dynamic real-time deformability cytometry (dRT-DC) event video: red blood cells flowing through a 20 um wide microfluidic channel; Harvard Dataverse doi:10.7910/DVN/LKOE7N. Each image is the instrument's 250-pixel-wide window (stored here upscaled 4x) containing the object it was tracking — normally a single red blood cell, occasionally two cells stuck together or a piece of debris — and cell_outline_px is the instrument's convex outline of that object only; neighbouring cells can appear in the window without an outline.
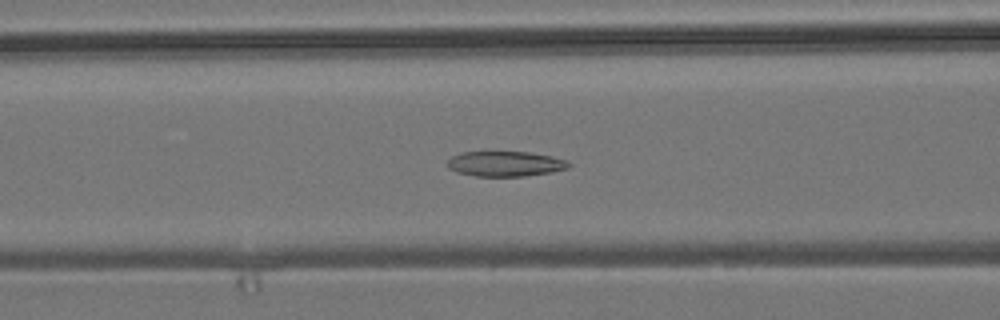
{"species": "common noctule bat (a hibernating species)", "species_latin": "Nyctalus noctula", "temperature_condition": "room temperature", "stored_images_in_passage": 55, "camera_frame_rate_fps": 3000, "um_per_image_px": 0.085, "animal": {"sex": "male", "body_mass_g": 19.2, "forearm_length_mm": 51.8}, "frame": {"image": 1, "passage_image": 22, "time_ms": 7.0, "image_size_px": [1000, 320], "cell_outline_px": [[572, 164], [568, 168], [552, 172], [524, 176], [476, 176], [456, 172], [448, 168], [448, 160], [452, 156], [460, 152], [528, 152], [552, 156], [568, 160]], "centroid_in_image_um": [42.97, 13.92], "position_along_channel_um": 123.6, "area_um2": 17.86}}
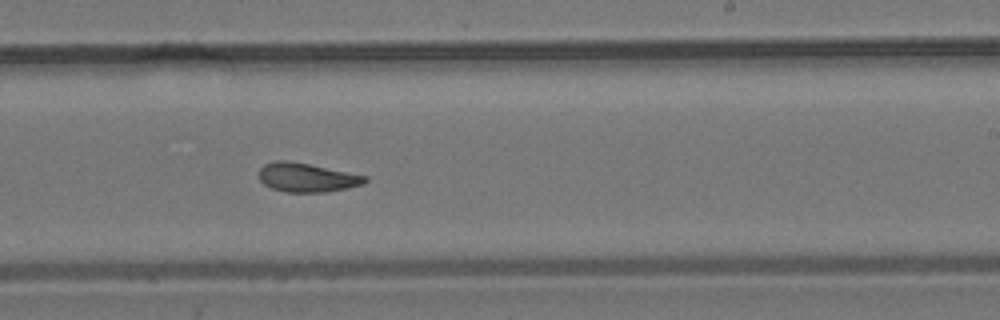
{"frame": {"image": 2, "passage_image": 33, "time_ms": 10.667, "image_size_px": [1000, 320], "cell_outline_px": [[368, 180], [364, 184], [328, 192], [288, 192], [272, 188], [264, 184], [260, 180], [260, 168], [264, 164], [272, 160], [288, 160], [368, 176]], "centroid_in_image_um": [26.09, 15.08], "position_along_channel_um": 262.9, "area_um2": 17.86}}
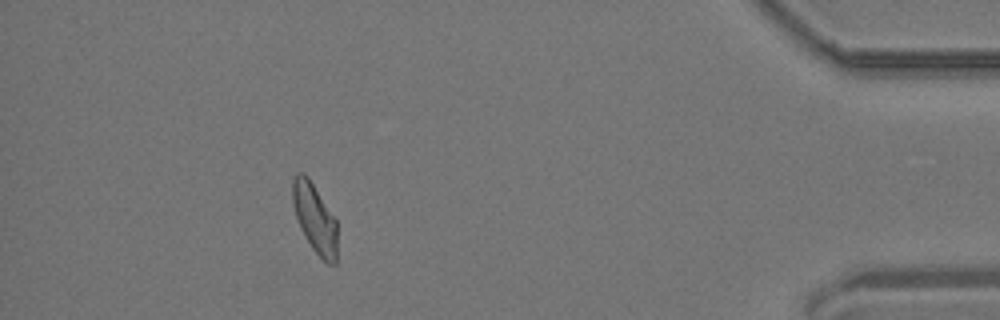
{"frame": {"image": 3, "passage_image": 49, "time_ms": 16.0, "image_size_px": [1000, 320], "cell_outline_px": [[336, 264], [328, 264], [312, 248], [304, 236], [300, 228], [292, 204], [292, 176], [296, 172], [304, 172], [308, 176], [336, 220]], "centroid_in_image_um": [26.72, 18.5], "position_along_channel_um": 408.5, "area_um2": 17.98}, "authors_computed_cell_mechanics": {"area_um2": 18.6116, "velocity_mm_per_s": 3.8062, "shape_relaxation_time_tau1_ms": null, "shape_relaxation_time_tau2_ms": 4.2711, "deformation_change_tau1": null, "deformation_change_tau2": 0.0889}}